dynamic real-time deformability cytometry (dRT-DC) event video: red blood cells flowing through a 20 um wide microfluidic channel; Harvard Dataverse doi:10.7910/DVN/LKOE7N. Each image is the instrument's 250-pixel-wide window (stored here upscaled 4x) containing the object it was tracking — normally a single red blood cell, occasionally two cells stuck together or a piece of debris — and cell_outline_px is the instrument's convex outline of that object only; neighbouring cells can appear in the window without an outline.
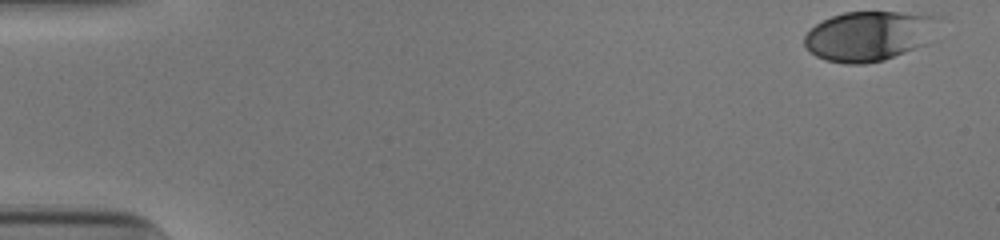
{"species": "human", "species_latin": "Homo sapiens", "temperature_condition": "cold", "stored_images_in_passage": 43, "camera_frame_rate_fps": 3000, "um_per_image_px": 0.085, "donor": {"sex": "male"}, "frame": {"image": 1, "passage_image": 1, "time_ms": 0.0, "image_size_px": [1000, 240], "cell_outline_px": [[932, 16], [928, 44], [884, 60], [864, 64], [844, 64], [824, 60], [816, 56], [804, 44], [804, 36], [816, 24], [832, 16], [844, 12], [900, 12]], "centroid_in_image_um": [73.75, 3.09], "position_along_channel_um": 11.3, "area_um2": 38.03}}
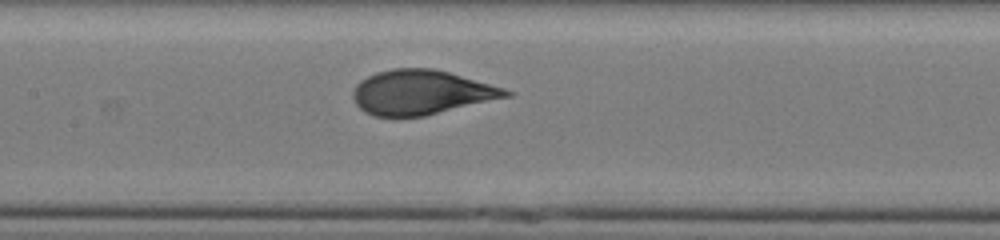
{"frame": {"image": 2, "passage_image": 25, "time_ms": 8.0, "image_size_px": [1000, 240], "cell_outline_px": [[516, 92], [512, 96], [424, 116], [376, 116], [364, 112], [356, 104], [352, 96], [352, 92], [356, 84], [360, 80], [376, 72], [392, 68], [432, 68], [448, 72], [504, 88]], "centroid_in_image_um": [35.8, 7.85], "position_along_channel_um": 171.6, "area_um2": 39.65}}
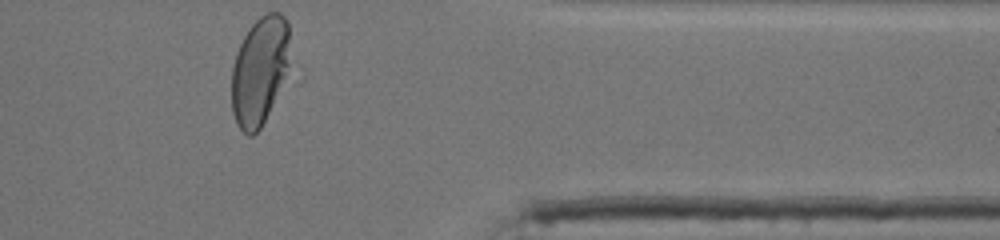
{"frame": {"image": 3, "passage_image": 43, "time_ms": 14.0, "image_size_px": [1000, 240], "cell_outline_px": [[288, 64], [268, 112], [260, 128], [252, 136], [248, 136], [236, 124], [232, 112], [232, 68], [236, 52], [248, 28], [260, 16], [268, 12], [280, 12], [284, 16], [288, 24]], "centroid_in_image_um": [22.02, 5.98], "position_along_channel_um": 389.4, "area_um2": 35.95}, "authors_computed_cell_mechanics": {"area_um2": 39.6508, "velocity_mm_per_s": 3.88, "shape_relaxation_time_tau1_ms": 4.3567, "shape_relaxation_time_tau2_ms": null, "deformation_change_tau1": 0.2039, "deformation_change_tau2": null}}